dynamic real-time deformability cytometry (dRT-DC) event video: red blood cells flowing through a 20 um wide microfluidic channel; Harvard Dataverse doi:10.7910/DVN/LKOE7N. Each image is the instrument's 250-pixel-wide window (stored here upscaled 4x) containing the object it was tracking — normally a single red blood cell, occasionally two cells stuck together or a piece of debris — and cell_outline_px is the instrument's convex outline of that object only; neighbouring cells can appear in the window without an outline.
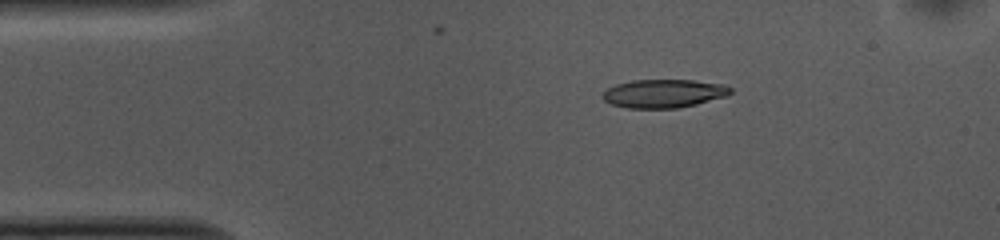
{"species": "common noctule bat (a hibernating species)", "species_latin": "Nyctalus noctula", "temperature_condition": "cold", "stored_images_in_passage": 45, "camera_frame_rate_fps": 3000, "um_per_image_px": 0.085, "animal": {"sex": "female", "body_mass_g": 10.0, "forearm_length_mm": 53.1}, "frame": {"image": 1, "passage_image": 1, "time_ms": 0.0, "image_size_px": [1000, 240], "cell_outline_px": [[732, 92], [728, 96], [696, 104], [676, 108], [628, 108], [612, 104], [604, 100], [600, 96], [608, 88], [616, 84], [632, 80], [692, 80], [724, 84], [732, 88]], "centroid_in_image_um": [56.44, 7.94], "position_along_channel_um": 28.6, "area_um2": 21.21}}
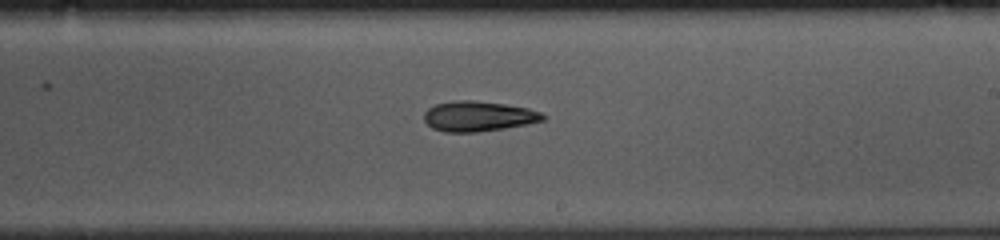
{"frame": {"image": 2, "passage_image": 22, "time_ms": 7.0, "image_size_px": [1000, 240], "cell_outline_px": [[544, 120], [504, 128], [476, 132], [444, 132], [432, 128], [424, 120], [424, 112], [428, 108], [436, 104], [452, 100], [476, 100], [504, 104], [528, 108], [540, 112], [544, 116]], "centroid_in_image_um": [40.6, 9.87], "position_along_channel_um": 248.4, "area_um2": 20.81}}
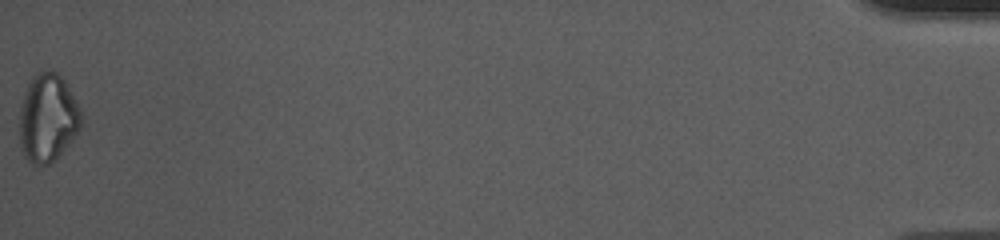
{"frame": {"image": 3, "passage_image": 45, "time_ms": 14.667, "image_size_px": [1000, 240], "cell_outline_px": [[84, 120], [80, 128], [72, 140], [48, 164], [32, 164], [24, 156], [20, 148], [20, 108], [24, 92], [32, 76], [36, 72], [56, 72], [64, 80], [80, 108]], "centroid_in_image_um": [4.05, 10.02], "position_along_channel_um": 431.1, "area_um2": 31.44}, "authors_computed_cell_mechanics": {"area_um2": 21.386, "velocity_mm_per_s": 3.7438, "shape_relaxation_time_tau1_ms": 4.2023, "shape_relaxation_time_tau2_ms": null, "deformation_change_tau1": 0.1307, "deformation_change_tau2": null}}